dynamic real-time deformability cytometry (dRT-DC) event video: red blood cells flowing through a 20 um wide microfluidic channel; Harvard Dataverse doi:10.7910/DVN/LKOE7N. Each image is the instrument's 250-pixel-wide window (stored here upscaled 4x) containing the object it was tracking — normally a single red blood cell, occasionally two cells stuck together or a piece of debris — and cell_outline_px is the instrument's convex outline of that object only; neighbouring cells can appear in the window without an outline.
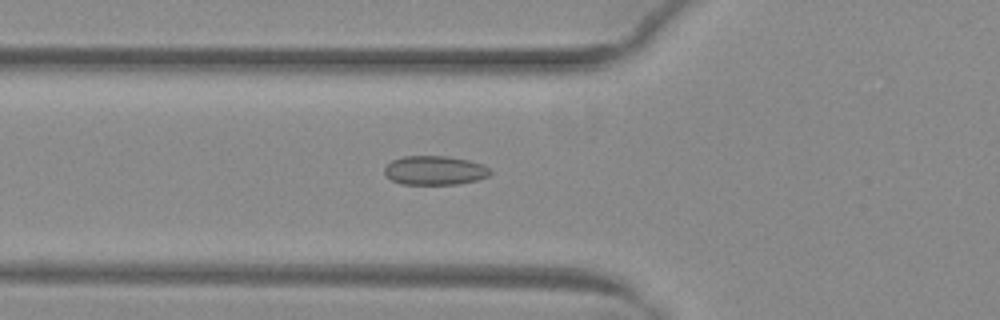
{"species": "common noctule bat (a hibernating species)", "species_latin": "Nyctalus noctula", "temperature_condition": "warm", "stored_images_in_passage": 34, "camera_frame_rate_fps": 3000, "um_per_image_px": 0.085, "animal": {"sex": "female", "body_mass_g": 29.2, "forearm_length_mm": 56.3}, "frame": {"image": 1, "passage_image": 2, "time_ms": 0.333, "image_size_px": [1000, 320], "cell_outline_px": [[492, 172], [488, 176], [476, 180], [456, 184], [400, 184], [392, 180], [384, 172], [384, 168], [392, 160], [404, 156], [448, 156], [468, 160], [492, 168]], "centroid_in_image_um": [36.96, 14.48], "position_along_channel_um": 88.8, "area_um2": 17.86}}
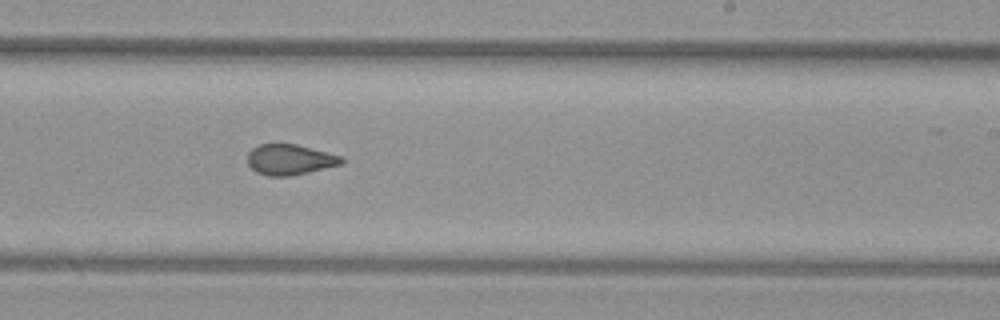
{"frame": {"image": 2, "passage_image": 15, "time_ms": 4.667, "image_size_px": [1000, 320], "cell_outline_px": [[344, 164], [292, 176], [268, 176], [256, 172], [248, 164], [248, 152], [252, 148], [260, 144], [296, 144], [340, 156], [344, 160]], "centroid_in_image_um": [24.63, 13.58], "position_along_channel_um": 264.4, "area_um2": 16.7}}
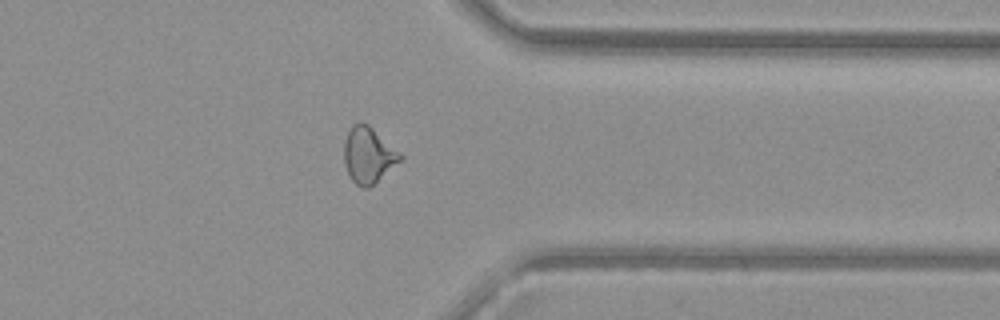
{"frame": {"image": 3, "passage_image": 24, "time_ms": 7.667, "image_size_px": [1000, 320], "cell_outline_px": [[404, 156], [400, 160], [368, 188], [364, 188], [356, 184], [352, 180], [344, 164], [344, 140], [352, 124], [368, 124], [400, 152]], "centroid_in_image_um": [31.29, 13.18], "position_along_channel_um": 380.1, "area_um2": 17.86}}